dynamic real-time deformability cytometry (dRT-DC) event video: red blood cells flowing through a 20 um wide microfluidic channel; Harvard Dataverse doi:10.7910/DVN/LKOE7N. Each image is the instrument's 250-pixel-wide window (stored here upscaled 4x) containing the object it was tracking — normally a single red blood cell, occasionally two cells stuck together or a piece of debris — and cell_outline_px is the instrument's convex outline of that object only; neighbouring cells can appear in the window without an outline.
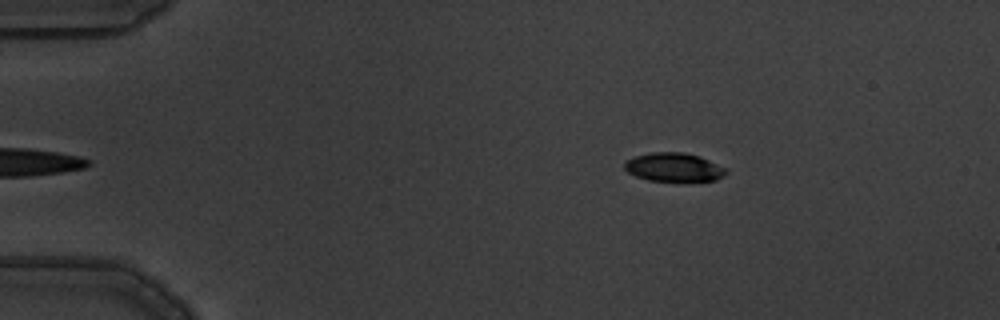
{"species": "common noctule bat (a hibernating species)", "species_latin": "Nyctalus noctula", "temperature_condition": "warm", "stored_images_in_passage": 4, "camera_frame_rate_fps": 3000, "um_per_image_px": 0.085, "animal": {"sex": "male", "body_mass_g": 19.5, "forearm_length_mm": 54.6}, "frame": {"image": 1, "passage_image": 4, "time_ms": 1.0, "image_size_px": [1000, 320], "cell_outline_px": [[728, 172], [716, 180], [688, 184], [680, 184], [648, 180], [636, 176], [628, 172], [624, 168], [624, 160], [636, 156], [652, 152], [684, 152], [700, 156], [724, 168]], "centroid_in_image_um": [57.28, 14.27], "position_along_channel_um": 27.7, "area_um2": 17.74}}